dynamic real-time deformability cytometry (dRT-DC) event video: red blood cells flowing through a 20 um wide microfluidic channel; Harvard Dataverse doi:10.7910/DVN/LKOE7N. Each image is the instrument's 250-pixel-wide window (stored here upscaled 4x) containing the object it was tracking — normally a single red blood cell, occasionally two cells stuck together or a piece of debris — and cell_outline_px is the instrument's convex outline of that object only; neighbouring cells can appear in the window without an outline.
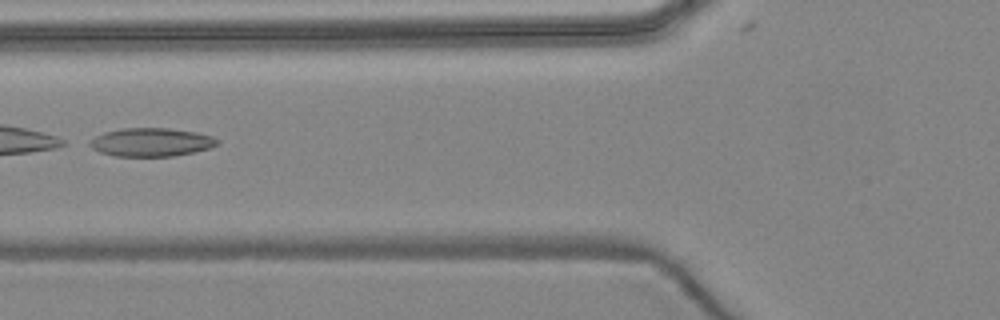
{"species": "common noctule bat (a hibernating species)", "species_latin": "Nyctalus noctula", "temperature_condition": "warm", "stored_images_in_passage": 5, "camera_frame_rate_fps": 3000, "um_per_image_px": 0.085, "animal": {"sex": "female", "body_mass_g": 24.6, "forearm_length_mm": 56.2}, "frame": {"image": 1, "passage_image": 4, "time_ms": 3.667, "image_size_px": [1000, 320], "cell_outline_px": [[220, 144], [208, 148], [192, 152], [172, 156], [116, 156], [100, 152], [92, 148], [88, 144], [96, 136], [104, 132], [120, 128], [168, 128], [196, 132], [212, 136], [220, 140]], "centroid_in_image_um": [12.86, 12.08], "position_along_channel_um": 112.9, "area_um2": 21.04}}
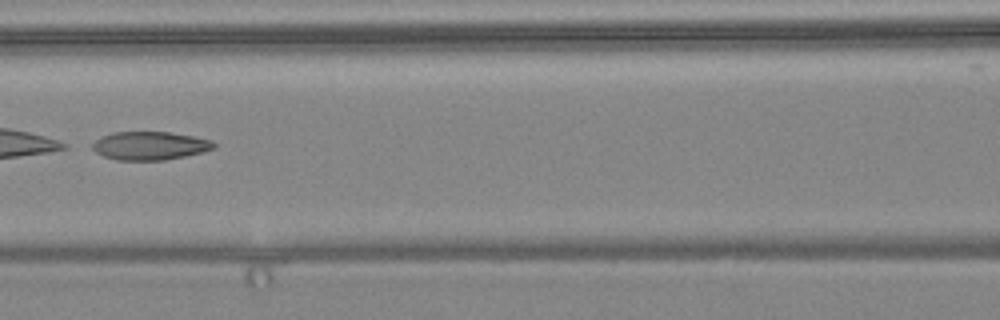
{"frame": {"image": 2, "passage_image": 5, "time_ms": 4.667, "image_size_px": [1000, 320], "cell_outline_px": [[216, 148], [184, 156], [164, 160], [116, 160], [104, 156], [96, 152], [92, 148], [92, 144], [96, 140], [112, 132], [168, 132], [192, 136], [212, 140], [216, 144]], "centroid_in_image_um": [12.74, 12.38], "position_along_channel_um": 153.9, "area_um2": 19.88}}